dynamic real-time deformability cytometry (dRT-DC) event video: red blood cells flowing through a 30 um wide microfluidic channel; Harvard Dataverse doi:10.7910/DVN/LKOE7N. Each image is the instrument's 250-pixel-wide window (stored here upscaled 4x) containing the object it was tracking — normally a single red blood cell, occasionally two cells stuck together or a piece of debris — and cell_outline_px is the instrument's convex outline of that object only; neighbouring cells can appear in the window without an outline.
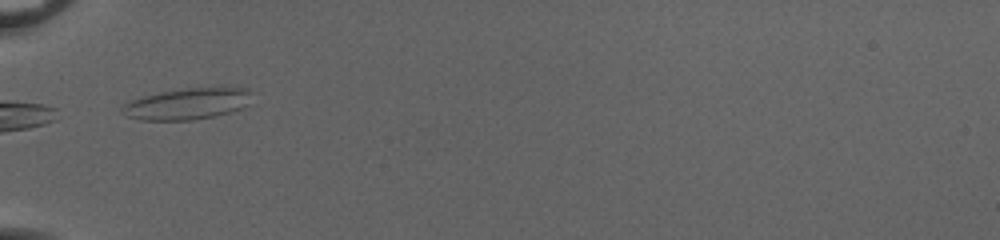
{"species": "common noctule bat (a hibernating species)", "species_latin": "Nyctalus noctula", "temperature_condition": "cold", "stored_images_in_passage": 31, "camera_frame_rate_fps": 3000, "um_per_image_px": 0.085, "animal": {"sex": "female", "body_mass_g": 20.0, "forearm_length_mm": 54.0}, "frame": {"image": 1, "passage_image": 1, "time_ms": 0.0, "image_size_px": [1000, 240], "cell_outline_px": [[252, 92], [248, 104], [240, 108], [228, 112], [212, 116], [192, 120], [140, 120], [128, 116], [120, 112], [120, 108], [124, 104], [132, 100], [144, 96], [160, 92], [184, 88], [224, 84], [248, 88]], "centroid_in_image_um": [15.99, 8.77], "position_along_channel_um": 69.0, "area_um2": 24.33}}
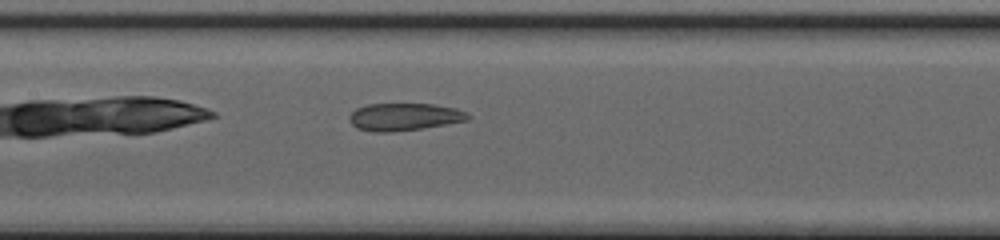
{"frame": {"image": 2, "passage_image": 9, "time_ms": 2.667, "image_size_px": [1000, 240], "cell_outline_px": [[472, 116], [468, 120], [420, 128], [388, 132], [376, 132], [356, 128], [352, 124], [348, 116], [356, 108], [368, 104], [432, 104], [456, 108]], "centroid_in_image_um": [34.33, 9.92], "position_along_channel_um": 173.1, "area_um2": 18.73}}
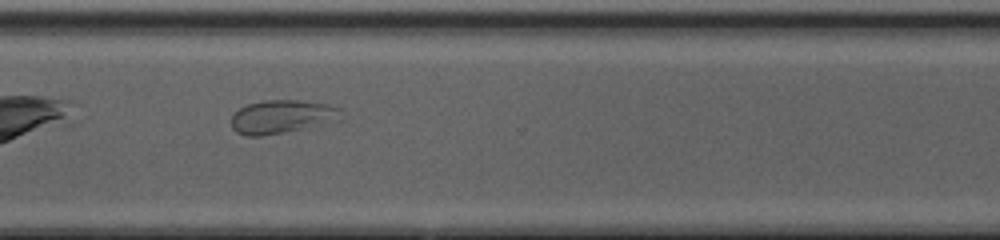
{"frame": {"image": 3, "passage_image": 22, "time_ms": 7.0, "image_size_px": [1000, 240], "cell_outline_px": [[340, 120], [260, 136], [248, 136], [236, 132], [232, 128], [232, 116], [240, 108], [248, 104], [264, 100], [300, 100], [328, 104], [340, 108]], "centroid_in_image_um": [23.94, 9.9], "position_along_channel_um": 346.7, "area_um2": 20.92}, "authors_computed_cell_mechanics": {"area_um2": 20.1722, "velocity_mm_per_s": 4.0072, "shape_relaxation_time_tau1_ms": null, "shape_relaxation_time_tau2_ms": 1.184, "deformation_change_tau1": null, "deformation_change_tau2": 0.0647}}